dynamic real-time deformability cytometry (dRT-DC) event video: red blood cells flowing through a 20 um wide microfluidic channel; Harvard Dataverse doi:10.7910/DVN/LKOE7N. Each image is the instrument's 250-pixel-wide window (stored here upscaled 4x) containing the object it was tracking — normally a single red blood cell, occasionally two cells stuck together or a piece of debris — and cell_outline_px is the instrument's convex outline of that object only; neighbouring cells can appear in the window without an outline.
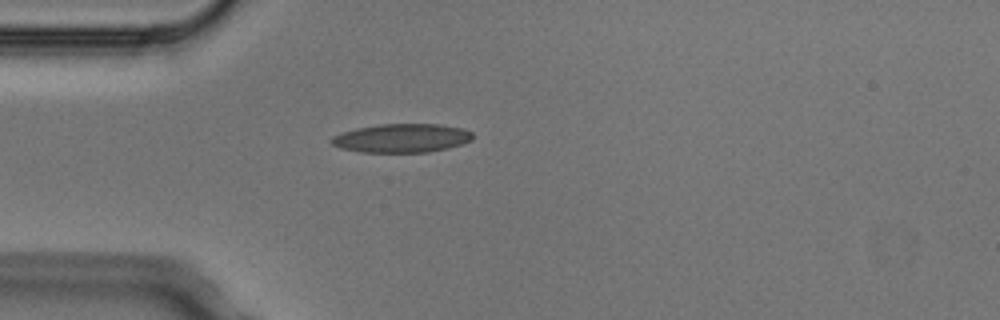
{"species": "Egyptian fruit bat (a non-hibernating species)", "species_latin": "Rousettus aegyptiacus", "temperature_condition": "cold", "stored_images_in_passage": 3, "camera_frame_rate_fps": 3000, "um_per_image_px": 0.085, "animal": {"sex": "male"}, "frame": {"image": 1, "passage_image": 3, "time_ms": 0.667, "image_size_px": [1000, 320], "cell_outline_px": [[472, 140], [448, 148], [428, 152], [360, 152], [340, 148], [332, 144], [332, 136], [356, 128], [380, 124], [436, 124], [464, 128], [472, 132]], "centroid_in_image_um": [34.16, 11.74], "position_along_channel_um": 50.8, "area_um2": 23.52}}